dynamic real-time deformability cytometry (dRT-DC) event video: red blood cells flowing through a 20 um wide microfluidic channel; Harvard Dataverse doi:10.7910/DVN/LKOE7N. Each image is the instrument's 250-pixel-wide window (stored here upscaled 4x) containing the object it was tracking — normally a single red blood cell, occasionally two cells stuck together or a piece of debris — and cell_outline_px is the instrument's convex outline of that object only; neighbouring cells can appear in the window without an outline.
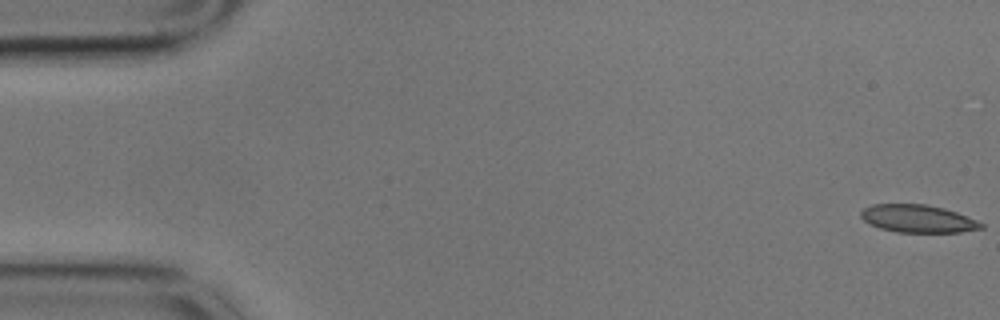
{"species": "common noctule bat (a hibernating species)", "species_latin": "Nyctalus noctula", "temperature_condition": "cold", "stored_images_in_passage": 58, "camera_frame_rate_fps": 3000, "um_per_image_px": 0.085, "animal": {"sex": "male", "body_mass_g": 17.9}, "frame": {"image": 1, "passage_image": 1, "time_ms": 0.0, "image_size_px": [1000, 320], "cell_outline_px": [[984, 228], [960, 232], [896, 232], [880, 228], [864, 220], [860, 216], [860, 212], [864, 208], [872, 204], [928, 204], [944, 208], [956, 212], [976, 220], [984, 224]], "centroid_in_image_um": [78.02, 18.58], "position_along_channel_um": 7.0, "area_um2": 19.36}}
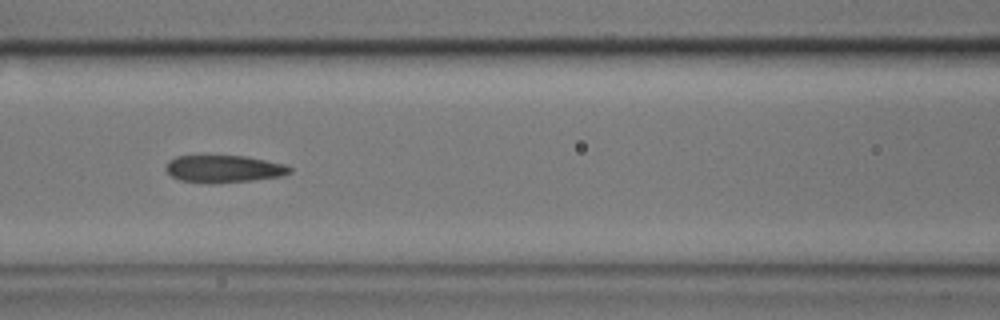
{"frame": {"image": 2, "passage_image": 25, "time_ms": 8.0, "image_size_px": [1000, 320], "cell_outline_px": [[292, 172], [280, 176], [252, 180], [212, 184], [208, 184], [180, 180], [172, 176], [164, 168], [168, 160], [176, 156], [248, 156], [284, 164], [292, 168]], "centroid_in_image_um": [19.0, 14.36], "position_along_channel_um": 147.6, "area_um2": 19.83}}
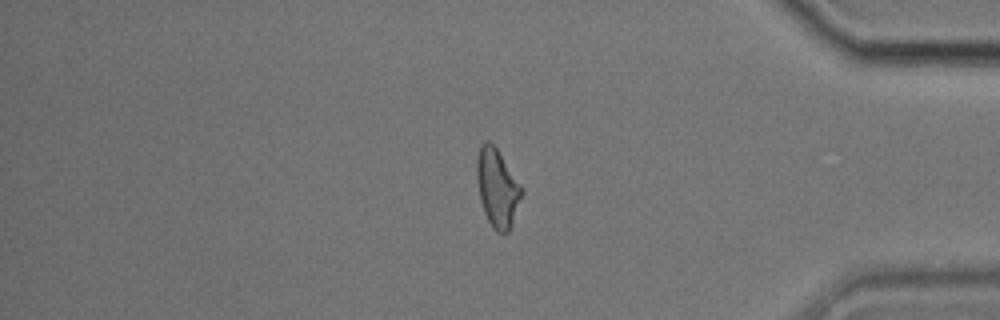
{"frame": {"image": 3, "passage_image": 49, "time_ms": 16.0, "image_size_px": [1000, 320], "cell_outline_px": [[524, 192], [512, 224], [508, 232], [496, 232], [492, 228], [484, 212], [480, 200], [476, 176], [476, 160], [480, 144], [484, 140], [488, 140], [496, 148], [524, 188]], "centroid_in_image_um": [42.27, 15.97], "position_along_channel_um": 392.9, "area_um2": 20.63}, "authors_computed_cell_mechanics": {"area_um2": 20.3456, "velocity_mm_per_s": 3.4165, "shape_relaxation_time_tau1_ms": 5.2862, "shape_relaxation_time_tau2_ms": 2.5713, "deformation_change_tau1": 0.1556, "deformation_change_tau2": 0.1168}}